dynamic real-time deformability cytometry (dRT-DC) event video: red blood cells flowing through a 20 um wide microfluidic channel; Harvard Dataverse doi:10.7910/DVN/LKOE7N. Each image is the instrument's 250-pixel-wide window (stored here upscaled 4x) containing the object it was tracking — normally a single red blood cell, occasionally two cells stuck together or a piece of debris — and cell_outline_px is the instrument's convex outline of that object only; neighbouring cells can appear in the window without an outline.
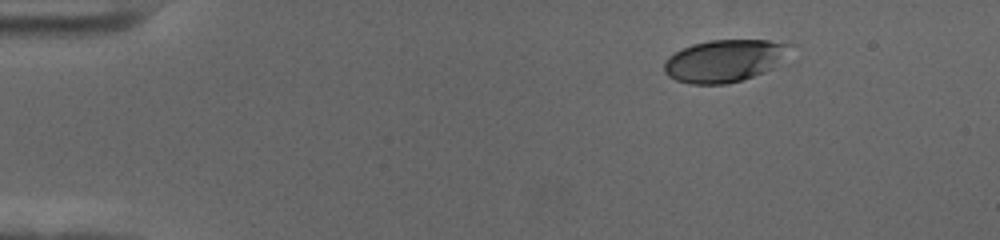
{"species": "human", "species_latin": "Homo sapiens", "temperature_condition": "cold", "stored_images_in_passage": 51, "camera_frame_rate_fps": 3000, "um_per_image_px": 0.085, "donor": {"sex": "female"}, "frame": {"image": 1, "passage_image": 1, "time_ms": 0.0, "image_size_px": [1000, 240], "cell_outline_px": [[796, 44], [772, 68], [764, 72], [728, 84], [688, 84], [676, 80], [668, 76], [664, 72], [664, 64], [668, 56], [692, 44], [712, 40], [768, 40]], "centroid_in_image_um": [61.57, 5.16], "position_along_channel_um": 23.4, "area_um2": 30.92}}
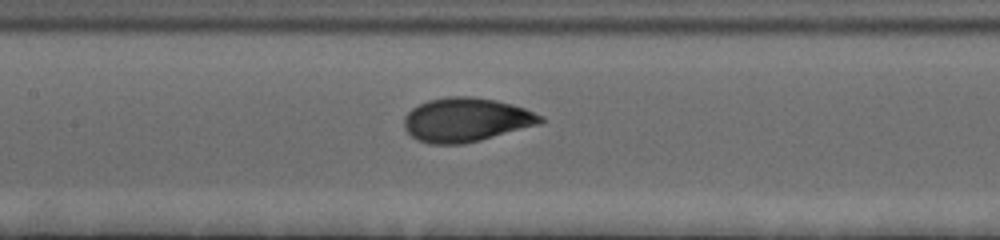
{"frame": {"image": 2, "passage_image": 21, "time_ms": 6.667, "image_size_px": [1000, 240], "cell_outline_px": [[544, 120], [540, 124], [480, 140], [460, 144], [428, 144], [416, 140], [404, 128], [404, 116], [412, 108], [428, 100], [448, 96], [472, 96], [496, 100], [512, 104], [524, 108], [544, 116]], "centroid_in_image_um": [39.61, 10.18], "position_along_channel_um": 167.8, "area_um2": 35.03}}
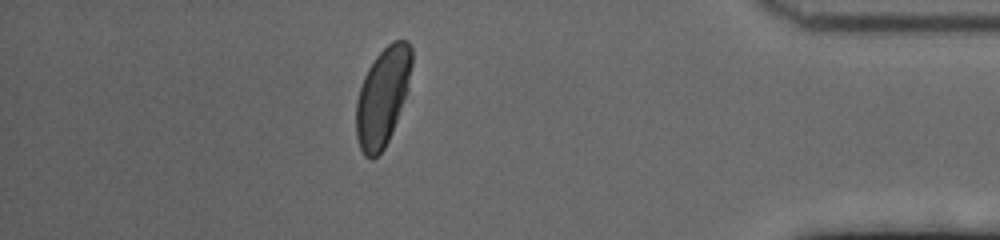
{"frame": {"image": 3, "passage_image": 44, "time_ms": 14.333, "image_size_px": [1000, 240], "cell_outline_px": [[412, 64], [408, 92], [392, 132], [384, 148], [372, 160], [368, 160], [364, 156], [360, 148], [356, 136], [356, 100], [364, 76], [368, 68], [376, 56], [392, 40], [408, 40], [412, 48]], "centroid_in_image_um": [32.53, 8.22], "position_along_channel_um": 402.7, "area_um2": 32.14}, "authors_computed_cell_mechanics": {"area_um2": 33.7552, "velocity_mm_per_s": 3.5292, "shape_relaxation_time_tau1_ms": 3.6287, "shape_relaxation_time_tau2_ms": null, "deformation_change_tau1": 0.1448, "deformation_change_tau2": null}}